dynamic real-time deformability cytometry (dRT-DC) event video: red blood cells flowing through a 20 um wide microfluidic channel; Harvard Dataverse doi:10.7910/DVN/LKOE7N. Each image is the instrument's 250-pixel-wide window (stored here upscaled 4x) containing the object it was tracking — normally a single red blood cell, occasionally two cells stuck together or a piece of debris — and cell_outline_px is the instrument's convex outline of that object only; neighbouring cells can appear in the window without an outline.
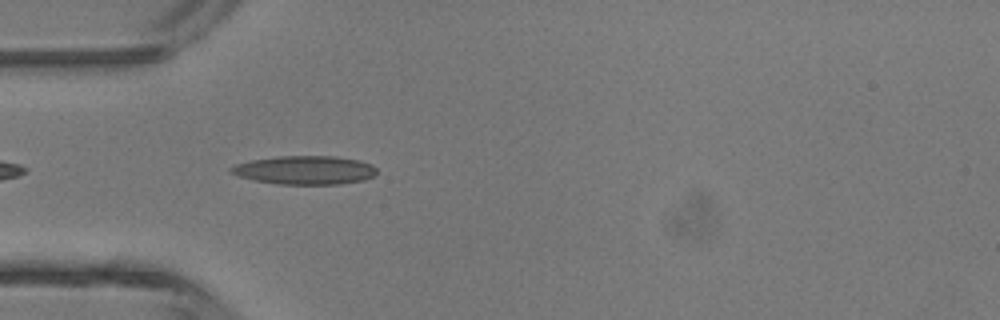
{"species": "common noctule bat (a hibernating species)", "species_latin": "Nyctalus noctula", "temperature_condition": "room temperature", "stored_images_in_passage": 33, "camera_frame_rate_fps": 3000, "um_per_image_px": 0.085, "animal": {"sex": "male", "body_mass_g": 13.3}, "frame": {"image": 1, "passage_image": 1, "time_ms": 0.0, "image_size_px": [1000, 320], "cell_outline_px": [[376, 172], [372, 176], [364, 180], [340, 184], [276, 184], [256, 180], [240, 176], [228, 172], [228, 168], [236, 164], [252, 160], [280, 156], [336, 156], [360, 160], [372, 164], [376, 168]], "centroid_in_image_um": [25.92, 14.45], "position_along_channel_um": 59.1, "area_um2": 24.28}}
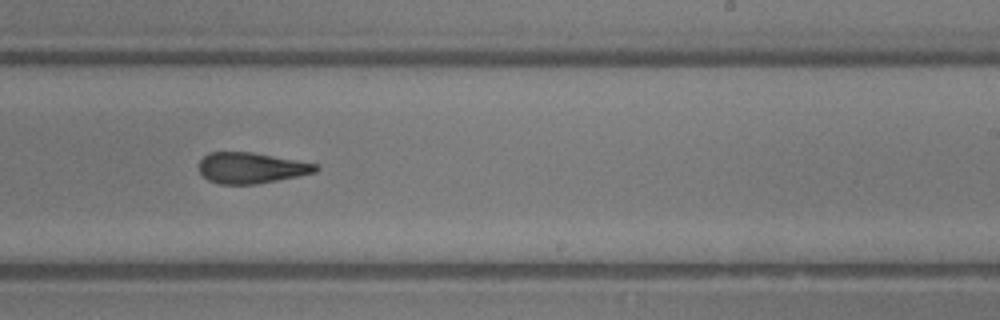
{"frame": {"image": 2, "passage_image": 15, "time_ms": 4.667, "image_size_px": [1000, 320], "cell_outline_px": [[320, 168], [316, 172], [256, 184], [220, 184], [208, 180], [200, 172], [200, 160], [208, 152], [252, 152], [320, 164]], "centroid_in_image_um": [21.37, 14.26], "position_along_channel_um": 267.6, "area_um2": 20.92}}
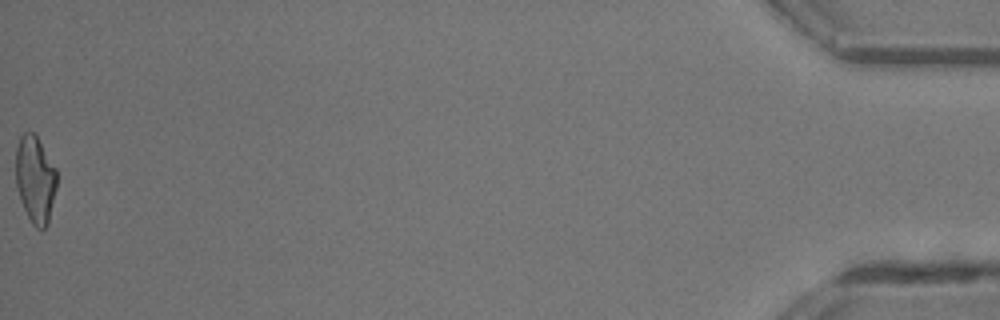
{"frame": {"image": 3, "passage_image": 33, "time_ms": 10.667, "image_size_px": [1000, 320], "cell_outline_px": [[56, 188], [48, 224], [44, 228], [36, 228], [32, 224], [20, 200], [16, 184], [16, 148], [20, 136], [24, 132], [32, 132], [36, 136], [56, 168]], "centroid_in_image_um": [2.99, 15.25], "position_along_channel_um": 432.2, "area_um2": 20.63}, "authors_computed_cell_mechanics": {"area_um2": 21.7906, "velocity_mm_per_s": 4.5231, "shape_relaxation_time_tau1_ms": 8.1734, "shape_relaxation_time_tau2_ms": 2.2637, "deformation_change_tau1": 0.2164, "deformation_change_tau2": 0.1335}}